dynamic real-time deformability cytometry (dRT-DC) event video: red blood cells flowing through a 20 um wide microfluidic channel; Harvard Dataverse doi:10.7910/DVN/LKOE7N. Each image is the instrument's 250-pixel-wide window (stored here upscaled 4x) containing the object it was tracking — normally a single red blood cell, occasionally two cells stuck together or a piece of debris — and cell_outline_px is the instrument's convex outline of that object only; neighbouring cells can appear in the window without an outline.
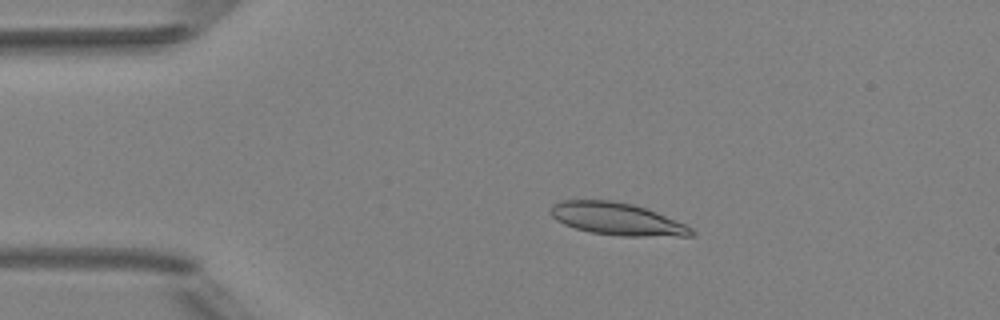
{"species": "Egyptian fruit bat (a non-hibernating species)", "species_latin": "Rousettus aegyptiacus", "temperature_condition": "room temperature", "stored_images_in_passage": 4, "camera_frame_rate_fps": 3000, "um_per_image_px": 0.085, "animal": {"sex": "female"}, "frame": {"image": 1, "passage_image": 3, "time_ms": 2.333, "image_size_px": [1000, 320], "cell_outline_px": [[696, 236], [620, 236], [592, 232], [576, 228], [564, 224], [556, 220], [548, 212], [552, 204], [560, 200], [608, 200], [632, 204], [656, 212], [684, 224], [692, 228], [696, 232]], "centroid_in_image_um": [52.42, 18.61], "position_along_channel_um": 32.6, "area_um2": 26.47}}